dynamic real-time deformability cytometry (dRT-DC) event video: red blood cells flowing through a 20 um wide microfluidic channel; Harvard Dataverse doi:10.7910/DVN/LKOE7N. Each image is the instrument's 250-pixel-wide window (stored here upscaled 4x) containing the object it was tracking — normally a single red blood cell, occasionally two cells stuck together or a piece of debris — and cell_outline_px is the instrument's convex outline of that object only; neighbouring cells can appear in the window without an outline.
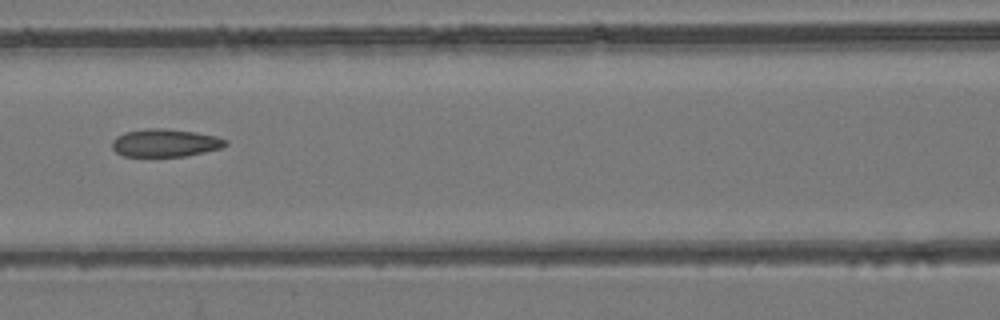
{"species": "common noctule bat (a hibernating species)", "species_latin": "Nyctalus noctula", "temperature_condition": "room temperature", "stored_images_in_passage": 8, "camera_frame_rate_fps": 3000, "um_per_image_px": 0.085, "animal": {"sex": "female", "body_mass_g": 24.6, "forearm_length_mm": 56.2}, "frame": {"image": 1, "passage_image": 8, "time_ms": 2.333, "image_size_px": [1000, 320], "cell_outline_px": [[228, 144], [220, 148], [204, 152], [184, 156], [124, 156], [116, 152], [112, 148], [112, 140], [116, 136], [124, 132], [148, 128], [164, 128], [196, 132], [216, 136], [228, 140]], "centroid_in_image_um": [14.03, 12.13], "position_along_channel_um": 152.6, "area_um2": 18.44}}